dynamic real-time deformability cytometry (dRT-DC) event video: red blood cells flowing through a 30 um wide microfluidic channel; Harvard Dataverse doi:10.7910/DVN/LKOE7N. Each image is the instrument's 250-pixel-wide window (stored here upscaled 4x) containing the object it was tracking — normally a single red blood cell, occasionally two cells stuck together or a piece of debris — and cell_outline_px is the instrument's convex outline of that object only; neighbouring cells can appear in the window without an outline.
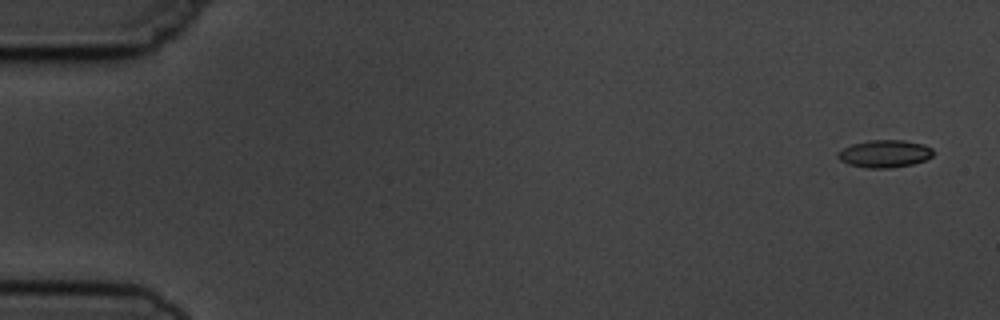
{"species": "common noctule bat (a hibernating species)", "species_latin": "Nyctalus noctula", "temperature_condition": "cold", "stored_images_in_passage": 4, "camera_frame_rate_fps": 3000, "um_per_image_px": 0.085, "animal": {"sex": "male", "body_mass_g": 19.5, "forearm_length_mm": 54.6}, "frame": {"image": 1, "passage_image": 1, "time_ms": 0.0, "image_size_px": [1000, 320], "cell_outline_px": [[932, 156], [924, 160], [912, 164], [888, 168], [868, 168], [848, 164], [840, 160], [836, 156], [836, 152], [852, 144], [868, 140], [904, 140], [924, 144], [932, 148]], "centroid_in_image_um": [75.17, 13.06], "position_along_channel_um": 9.8, "area_um2": 15.26}}